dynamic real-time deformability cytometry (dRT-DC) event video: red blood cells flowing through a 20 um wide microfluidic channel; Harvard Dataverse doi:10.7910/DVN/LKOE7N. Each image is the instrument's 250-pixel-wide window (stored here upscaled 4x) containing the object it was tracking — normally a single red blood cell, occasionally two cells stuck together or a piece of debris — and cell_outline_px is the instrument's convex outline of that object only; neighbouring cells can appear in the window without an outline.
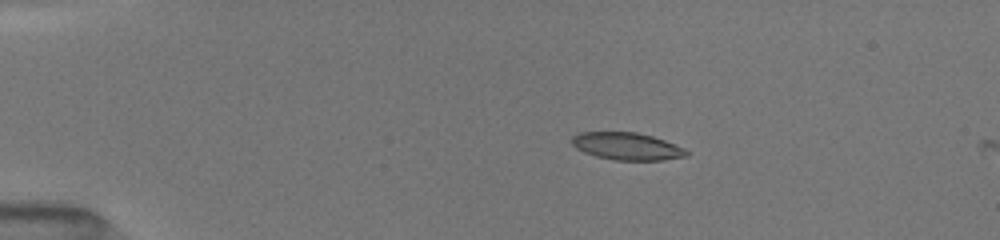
{"species": "common noctule bat (a hibernating species)", "species_latin": "Nyctalus noctula", "temperature_condition": "room temperature", "stored_images_in_passage": 11, "camera_frame_rate_fps": 3000, "um_per_image_px": 0.085, "animal": {"sex": "female", "body_mass_g": 19.5, "forearm_length_mm": 54.1}, "frame": {"image": 1, "passage_image": 10, "time_ms": 3.0, "image_size_px": [1000, 240], "cell_outline_px": [[688, 156], [664, 160], [612, 160], [596, 156], [584, 152], [576, 148], [572, 144], [572, 136], [580, 132], [636, 132], [652, 136], [664, 140], [684, 148], [688, 152]], "centroid_in_image_um": [53.28, 12.43], "position_along_channel_um": 31.7, "area_um2": 18.26}}